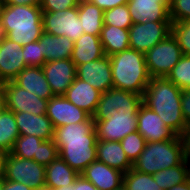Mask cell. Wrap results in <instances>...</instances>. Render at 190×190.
<instances>
[{
    "label": "cell",
    "instance_id": "cell-18",
    "mask_svg": "<svg viewBox=\"0 0 190 190\" xmlns=\"http://www.w3.org/2000/svg\"><path fill=\"white\" fill-rule=\"evenodd\" d=\"M170 2L171 0H128L127 5L133 23H146L171 21Z\"/></svg>",
    "mask_w": 190,
    "mask_h": 190
},
{
    "label": "cell",
    "instance_id": "cell-21",
    "mask_svg": "<svg viewBox=\"0 0 190 190\" xmlns=\"http://www.w3.org/2000/svg\"><path fill=\"white\" fill-rule=\"evenodd\" d=\"M102 92L88 82L75 78L64 96L75 106L93 116L96 112Z\"/></svg>",
    "mask_w": 190,
    "mask_h": 190
},
{
    "label": "cell",
    "instance_id": "cell-2",
    "mask_svg": "<svg viewBox=\"0 0 190 190\" xmlns=\"http://www.w3.org/2000/svg\"><path fill=\"white\" fill-rule=\"evenodd\" d=\"M181 92L167 77H151L142 96L143 104L157 113L177 135L187 129L181 109Z\"/></svg>",
    "mask_w": 190,
    "mask_h": 190
},
{
    "label": "cell",
    "instance_id": "cell-25",
    "mask_svg": "<svg viewBox=\"0 0 190 190\" xmlns=\"http://www.w3.org/2000/svg\"><path fill=\"white\" fill-rule=\"evenodd\" d=\"M79 173L71 168L59 155L46 166L45 190L73 185Z\"/></svg>",
    "mask_w": 190,
    "mask_h": 190
},
{
    "label": "cell",
    "instance_id": "cell-53",
    "mask_svg": "<svg viewBox=\"0 0 190 190\" xmlns=\"http://www.w3.org/2000/svg\"><path fill=\"white\" fill-rule=\"evenodd\" d=\"M4 178L0 179V190H3Z\"/></svg>",
    "mask_w": 190,
    "mask_h": 190
},
{
    "label": "cell",
    "instance_id": "cell-29",
    "mask_svg": "<svg viewBox=\"0 0 190 190\" xmlns=\"http://www.w3.org/2000/svg\"><path fill=\"white\" fill-rule=\"evenodd\" d=\"M19 136L14 112L3 108L0 111V152L10 153Z\"/></svg>",
    "mask_w": 190,
    "mask_h": 190
},
{
    "label": "cell",
    "instance_id": "cell-46",
    "mask_svg": "<svg viewBox=\"0 0 190 190\" xmlns=\"http://www.w3.org/2000/svg\"><path fill=\"white\" fill-rule=\"evenodd\" d=\"M4 5H40L41 0H2Z\"/></svg>",
    "mask_w": 190,
    "mask_h": 190
},
{
    "label": "cell",
    "instance_id": "cell-1",
    "mask_svg": "<svg viewBox=\"0 0 190 190\" xmlns=\"http://www.w3.org/2000/svg\"><path fill=\"white\" fill-rule=\"evenodd\" d=\"M53 141L59 156L79 174L97 160V136L93 116L87 121L54 129Z\"/></svg>",
    "mask_w": 190,
    "mask_h": 190
},
{
    "label": "cell",
    "instance_id": "cell-8",
    "mask_svg": "<svg viewBox=\"0 0 190 190\" xmlns=\"http://www.w3.org/2000/svg\"><path fill=\"white\" fill-rule=\"evenodd\" d=\"M142 103L139 94L111 88L101 94L93 119L103 120L112 114H138Z\"/></svg>",
    "mask_w": 190,
    "mask_h": 190
},
{
    "label": "cell",
    "instance_id": "cell-54",
    "mask_svg": "<svg viewBox=\"0 0 190 190\" xmlns=\"http://www.w3.org/2000/svg\"><path fill=\"white\" fill-rule=\"evenodd\" d=\"M115 190H127L126 187L122 184L118 189Z\"/></svg>",
    "mask_w": 190,
    "mask_h": 190
},
{
    "label": "cell",
    "instance_id": "cell-13",
    "mask_svg": "<svg viewBox=\"0 0 190 190\" xmlns=\"http://www.w3.org/2000/svg\"><path fill=\"white\" fill-rule=\"evenodd\" d=\"M53 95H64L76 78V65L68 59L45 62L42 66Z\"/></svg>",
    "mask_w": 190,
    "mask_h": 190
},
{
    "label": "cell",
    "instance_id": "cell-32",
    "mask_svg": "<svg viewBox=\"0 0 190 190\" xmlns=\"http://www.w3.org/2000/svg\"><path fill=\"white\" fill-rule=\"evenodd\" d=\"M123 185L127 190H162L150 174L131 168L123 175Z\"/></svg>",
    "mask_w": 190,
    "mask_h": 190
},
{
    "label": "cell",
    "instance_id": "cell-40",
    "mask_svg": "<svg viewBox=\"0 0 190 190\" xmlns=\"http://www.w3.org/2000/svg\"><path fill=\"white\" fill-rule=\"evenodd\" d=\"M80 0H41L42 12H58L78 7Z\"/></svg>",
    "mask_w": 190,
    "mask_h": 190
},
{
    "label": "cell",
    "instance_id": "cell-38",
    "mask_svg": "<svg viewBox=\"0 0 190 190\" xmlns=\"http://www.w3.org/2000/svg\"><path fill=\"white\" fill-rule=\"evenodd\" d=\"M169 13L172 23L190 20V0H171Z\"/></svg>",
    "mask_w": 190,
    "mask_h": 190
},
{
    "label": "cell",
    "instance_id": "cell-10",
    "mask_svg": "<svg viewBox=\"0 0 190 190\" xmlns=\"http://www.w3.org/2000/svg\"><path fill=\"white\" fill-rule=\"evenodd\" d=\"M171 27V21L133 23L128 29L130 48L145 54L171 34Z\"/></svg>",
    "mask_w": 190,
    "mask_h": 190
},
{
    "label": "cell",
    "instance_id": "cell-52",
    "mask_svg": "<svg viewBox=\"0 0 190 190\" xmlns=\"http://www.w3.org/2000/svg\"><path fill=\"white\" fill-rule=\"evenodd\" d=\"M3 7H4V3L2 0H0V19H1V13H2Z\"/></svg>",
    "mask_w": 190,
    "mask_h": 190
},
{
    "label": "cell",
    "instance_id": "cell-23",
    "mask_svg": "<svg viewBox=\"0 0 190 190\" xmlns=\"http://www.w3.org/2000/svg\"><path fill=\"white\" fill-rule=\"evenodd\" d=\"M97 161L127 173L133 164L129 161L120 141L98 140L96 144Z\"/></svg>",
    "mask_w": 190,
    "mask_h": 190
},
{
    "label": "cell",
    "instance_id": "cell-37",
    "mask_svg": "<svg viewBox=\"0 0 190 190\" xmlns=\"http://www.w3.org/2000/svg\"><path fill=\"white\" fill-rule=\"evenodd\" d=\"M23 58L27 66L42 67L45 64V57L42 54L41 40L30 42L22 46Z\"/></svg>",
    "mask_w": 190,
    "mask_h": 190
},
{
    "label": "cell",
    "instance_id": "cell-51",
    "mask_svg": "<svg viewBox=\"0 0 190 190\" xmlns=\"http://www.w3.org/2000/svg\"><path fill=\"white\" fill-rule=\"evenodd\" d=\"M187 183L190 186V163H188V171H187V178H186Z\"/></svg>",
    "mask_w": 190,
    "mask_h": 190
},
{
    "label": "cell",
    "instance_id": "cell-28",
    "mask_svg": "<svg viewBox=\"0 0 190 190\" xmlns=\"http://www.w3.org/2000/svg\"><path fill=\"white\" fill-rule=\"evenodd\" d=\"M78 17L81 21L84 34L100 36L103 27L104 11L89 0H80Z\"/></svg>",
    "mask_w": 190,
    "mask_h": 190
},
{
    "label": "cell",
    "instance_id": "cell-16",
    "mask_svg": "<svg viewBox=\"0 0 190 190\" xmlns=\"http://www.w3.org/2000/svg\"><path fill=\"white\" fill-rule=\"evenodd\" d=\"M137 131L144 137L146 142L166 141L176 139L179 136L166 126L157 113L143 103L138 111Z\"/></svg>",
    "mask_w": 190,
    "mask_h": 190
},
{
    "label": "cell",
    "instance_id": "cell-41",
    "mask_svg": "<svg viewBox=\"0 0 190 190\" xmlns=\"http://www.w3.org/2000/svg\"><path fill=\"white\" fill-rule=\"evenodd\" d=\"M181 109L187 128H190V89L181 92Z\"/></svg>",
    "mask_w": 190,
    "mask_h": 190
},
{
    "label": "cell",
    "instance_id": "cell-4",
    "mask_svg": "<svg viewBox=\"0 0 190 190\" xmlns=\"http://www.w3.org/2000/svg\"><path fill=\"white\" fill-rule=\"evenodd\" d=\"M109 57L113 88L143 96L151 80L146 66L145 54L129 48Z\"/></svg>",
    "mask_w": 190,
    "mask_h": 190
},
{
    "label": "cell",
    "instance_id": "cell-14",
    "mask_svg": "<svg viewBox=\"0 0 190 190\" xmlns=\"http://www.w3.org/2000/svg\"><path fill=\"white\" fill-rule=\"evenodd\" d=\"M46 116L51 120L54 129L71 123L84 122L91 117L64 95H55L48 100Z\"/></svg>",
    "mask_w": 190,
    "mask_h": 190
},
{
    "label": "cell",
    "instance_id": "cell-33",
    "mask_svg": "<svg viewBox=\"0 0 190 190\" xmlns=\"http://www.w3.org/2000/svg\"><path fill=\"white\" fill-rule=\"evenodd\" d=\"M103 24L114 25L122 29H129L133 25V22L131 20L128 5L123 4L112 9L105 10Z\"/></svg>",
    "mask_w": 190,
    "mask_h": 190
},
{
    "label": "cell",
    "instance_id": "cell-9",
    "mask_svg": "<svg viewBox=\"0 0 190 190\" xmlns=\"http://www.w3.org/2000/svg\"><path fill=\"white\" fill-rule=\"evenodd\" d=\"M4 93V108L13 112L46 114L48 100L18 86L13 80L1 83Z\"/></svg>",
    "mask_w": 190,
    "mask_h": 190
},
{
    "label": "cell",
    "instance_id": "cell-34",
    "mask_svg": "<svg viewBox=\"0 0 190 190\" xmlns=\"http://www.w3.org/2000/svg\"><path fill=\"white\" fill-rule=\"evenodd\" d=\"M167 78L181 90L190 89V56L183 55Z\"/></svg>",
    "mask_w": 190,
    "mask_h": 190
},
{
    "label": "cell",
    "instance_id": "cell-11",
    "mask_svg": "<svg viewBox=\"0 0 190 190\" xmlns=\"http://www.w3.org/2000/svg\"><path fill=\"white\" fill-rule=\"evenodd\" d=\"M43 32L65 36L75 42L84 34L78 17V7L58 12H42Z\"/></svg>",
    "mask_w": 190,
    "mask_h": 190
},
{
    "label": "cell",
    "instance_id": "cell-43",
    "mask_svg": "<svg viewBox=\"0 0 190 190\" xmlns=\"http://www.w3.org/2000/svg\"><path fill=\"white\" fill-rule=\"evenodd\" d=\"M179 136L183 144L184 160L190 163V128H187Z\"/></svg>",
    "mask_w": 190,
    "mask_h": 190
},
{
    "label": "cell",
    "instance_id": "cell-31",
    "mask_svg": "<svg viewBox=\"0 0 190 190\" xmlns=\"http://www.w3.org/2000/svg\"><path fill=\"white\" fill-rule=\"evenodd\" d=\"M44 140L30 135H20L14 144L11 154L23 159H31L38 163L39 146Z\"/></svg>",
    "mask_w": 190,
    "mask_h": 190
},
{
    "label": "cell",
    "instance_id": "cell-5",
    "mask_svg": "<svg viewBox=\"0 0 190 190\" xmlns=\"http://www.w3.org/2000/svg\"><path fill=\"white\" fill-rule=\"evenodd\" d=\"M184 161L183 144L180 136L166 141L146 142V146L133 169L153 175L160 170L168 169Z\"/></svg>",
    "mask_w": 190,
    "mask_h": 190
},
{
    "label": "cell",
    "instance_id": "cell-12",
    "mask_svg": "<svg viewBox=\"0 0 190 190\" xmlns=\"http://www.w3.org/2000/svg\"><path fill=\"white\" fill-rule=\"evenodd\" d=\"M138 114H112L103 120H94L96 136L102 141H121L137 131Z\"/></svg>",
    "mask_w": 190,
    "mask_h": 190
},
{
    "label": "cell",
    "instance_id": "cell-22",
    "mask_svg": "<svg viewBox=\"0 0 190 190\" xmlns=\"http://www.w3.org/2000/svg\"><path fill=\"white\" fill-rule=\"evenodd\" d=\"M13 81L20 87L34 93L36 96L49 100L53 93L45 78L42 67L27 66Z\"/></svg>",
    "mask_w": 190,
    "mask_h": 190
},
{
    "label": "cell",
    "instance_id": "cell-15",
    "mask_svg": "<svg viewBox=\"0 0 190 190\" xmlns=\"http://www.w3.org/2000/svg\"><path fill=\"white\" fill-rule=\"evenodd\" d=\"M76 77L102 93L108 91L113 88L110 57L105 55L98 60L78 65Z\"/></svg>",
    "mask_w": 190,
    "mask_h": 190
},
{
    "label": "cell",
    "instance_id": "cell-35",
    "mask_svg": "<svg viewBox=\"0 0 190 190\" xmlns=\"http://www.w3.org/2000/svg\"><path fill=\"white\" fill-rule=\"evenodd\" d=\"M120 143L132 164L137 160L146 146V140L138 131L126 135Z\"/></svg>",
    "mask_w": 190,
    "mask_h": 190
},
{
    "label": "cell",
    "instance_id": "cell-39",
    "mask_svg": "<svg viewBox=\"0 0 190 190\" xmlns=\"http://www.w3.org/2000/svg\"><path fill=\"white\" fill-rule=\"evenodd\" d=\"M58 149L53 139L44 141L39 146L38 164L47 166L58 157Z\"/></svg>",
    "mask_w": 190,
    "mask_h": 190
},
{
    "label": "cell",
    "instance_id": "cell-17",
    "mask_svg": "<svg viewBox=\"0 0 190 190\" xmlns=\"http://www.w3.org/2000/svg\"><path fill=\"white\" fill-rule=\"evenodd\" d=\"M26 67L22 46L0 35V83L13 80Z\"/></svg>",
    "mask_w": 190,
    "mask_h": 190
},
{
    "label": "cell",
    "instance_id": "cell-19",
    "mask_svg": "<svg viewBox=\"0 0 190 190\" xmlns=\"http://www.w3.org/2000/svg\"><path fill=\"white\" fill-rule=\"evenodd\" d=\"M80 175L99 190H115L123 184L124 173L96 160L86 167Z\"/></svg>",
    "mask_w": 190,
    "mask_h": 190
},
{
    "label": "cell",
    "instance_id": "cell-26",
    "mask_svg": "<svg viewBox=\"0 0 190 190\" xmlns=\"http://www.w3.org/2000/svg\"><path fill=\"white\" fill-rule=\"evenodd\" d=\"M40 40L46 62L71 58L74 48V42L71 39L43 32Z\"/></svg>",
    "mask_w": 190,
    "mask_h": 190
},
{
    "label": "cell",
    "instance_id": "cell-50",
    "mask_svg": "<svg viewBox=\"0 0 190 190\" xmlns=\"http://www.w3.org/2000/svg\"><path fill=\"white\" fill-rule=\"evenodd\" d=\"M52 190H73V185L62 186V187H60V188L52 189Z\"/></svg>",
    "mask_w": 190,
    "mask_h": 190
},
{
    "label": "cell",
    "instance_id": "cell-44",
    "mask_svg": "<svg viewBox=\"0 0 190 190\" xmlns=\"http://www.w3.org/2000/svg\"><path fill=\"white\" fill-rule=\"evenodd\" d=\"M73 190H99V189L95 185H93L90 181H88L79 174V176L77 177V179L73 184Z\"/></svg>",
    "mask_w": 190,
    "mask_h": 190
},
{
    "label": "cell",
    "instance_id": "cell-45",
    "mask_svg": "<svg viewBox=\"0 0 190 190\" xmlns=\"http://www.w3.org/2000/svg\"><path fill=\"white\" fill-rule=\"evenodd\" d=\"M3 190H32V189L23 183H17L11 180H6L4 178Z\"/></svg>",
    "mask_w": 190,
    "mask_h": 190
},
{
    "label": "cell",
    "instance_id": "cell-49",
    "mask_svg": "<svg viewBox=\"0 0 190 190\" xmlns=\"http://www.w3.org/2000/svg\"><path fill=\"white\" fill-rule=\"evenodd\" d=\"M4 108V93L2 89V84L0 83V111Z\"/></svg>",
    "mask_w": 190,
    "mask_h": 190
},
{
    "label": "cell",
    "instance_id": "cell-24",
    "mask_svg": "<svg viewBox=\"0 0 190 190\" xmlns=\"http://www.w3.org/2000/svg\"><path fill=\"white\" fill-rule=\"evenodd\" d=\"M105 56L103 45L99 36L89 33L81 35L75 42L71 60L78 65L98 60Z\"/></svg>",
    "mask_w": 190,
    "mask_h": 190
},
{
    "label": "cell",
    "instance_id": "cell-20",
    "mask_svg": "<svg viewBox=\"0 0 190 190\" xmlns=\"http://www.w3.org/2000/svg\"><path fill=\"white\" fill-rule=\"evenodd\" d=\"M14 115L20 135L35 136L44 141L53 139L54 127L46 114L14 112Z\"/></svg>",
    "mask_w": 190,
    "mask_h": 190
},
{
    "label": "cell",
    "instance_id": "cell-48",
    "mask_svg": "<svg viewBox=\"0 0 190 190\" xmlns=\"http://www.w3.org/2000/svg\"><path fill=\"white\" fill-rule=\"evenodd\" d=\"M4 157L5 153L0 152V179L4 178Z\"/></svg>",
    "mask_w": 190,
    "mask_h": 190
},
{
    "label": "cell",
    "instance_id": "cell-3",
    "mask_svg": "<svg viewBox=\"0 0 190 190\" xmlns=\"http://www.w3.org/2000/svg\"><path fill=\"white\" fill-rule=\"evenodd\" d=\"M42 33L40 5H4L0 19V35L24 46L38 41Z\"/></svg>",
    "mask_w": 190,
    "mask_h": 190
},
{
    "label": "cell",
    "instance_id": "cell-47",
    "mask_svg": "<svg viewBox=\"0 0 190 190\" xmlns=\"http://www.w3.org/2000/svg\"><path fill=\"white\" fill-rule=\"evenodd\" d=\"M168 190H190V186L187 181H185L179 185L172 186Z\"/></svg>",
    "mask_w": 190,
    "mask_h": 190
},
{
    "label": "cell",
    "instance_id": "cell-6",
    "mask_svg": "<svg viewBox=\"0 0 190 190\" xmlns=\"http://www.w3.org/2000/svg\"><path fill=\"white\" fill-rule=\"evenodd\" d=\"M46 167L31 159H23L5 153L4 178L23 183L32 190H45Z\"/></svg>",
    "mask_w": 190,
    "mask_h": 190
},
{
    "label": "cell",
    "instance_id": "cell-36",
    "mask_svg": "<svg viewBox=\"0 0 190 190\" xmlns=\"http://www.w3.org/2000/svg\"><path fill=\"white\" fill-rule=\"evenodd\" d=\"M171 33L176 38L182 54L190 56V20L172 23Z\"/></svg>",
    "mask_w": 190,
    "mask_h": 190
},
{
    "label": "cell",
    "instance_id": "cell-30",
    "mask_svg": "<svg viewBox=\"0 0 190 190\" xmlns=\"http://www.w3.org/2000/svg\"><path fill=\"white\" fill-rule=\"evenodd\" d=\"M188 163L184 160L181 164L160 170L153 174V178L162 190H168L172 186L179 185L186 181Z\"/></svg>",
    "mask_w": 190,
    "mask_h": 190
},
{
    "label": "cell",
    "instance_id": "cell-42",
    "mask_svg": "<svg viewBox=\"0 0 190 190\" xmlns=\"http://www.w3.org/2000/svg\"><path fill=\"white\" fill-rule=\"evenodd\" d=\"M91 3L97 5L103 11L112 9L116 6L127 4L128 0H89Z\"/></svg>",
    "mask_w": 190,
    "mask_h": 190
},
{
    "label": "cell",
    "instance_id": "cell-7",
    "mask_svg": "<svg viewBox=\"0 0 190 190\" xmlns=\"http://www.w3.org/2000/svg\"><path fill=\"white\" fill-rule=\"evenodd\" d=\"M183 56L173 34L156 44L145 53L146 66L151 77H167Z\"/></svg>",
    "mask_w": 190,
    "mask_h": 190
},
{
    "label": "cell",
    "instance_id": "cell-27",
    "mask_svg": "<svg viewBox=\"0 0 190 190\" xmlns=\"http://www.w3.org/2000/svg\"><path fill=\"white\" fill-rule=\"evenodd\" d=\"M99 37L106 56L130 48L128 29H122L114 25H103Z\"/></svg>",
    "mask_w": 190,
    "mask_h": 190
}]
</instances>
